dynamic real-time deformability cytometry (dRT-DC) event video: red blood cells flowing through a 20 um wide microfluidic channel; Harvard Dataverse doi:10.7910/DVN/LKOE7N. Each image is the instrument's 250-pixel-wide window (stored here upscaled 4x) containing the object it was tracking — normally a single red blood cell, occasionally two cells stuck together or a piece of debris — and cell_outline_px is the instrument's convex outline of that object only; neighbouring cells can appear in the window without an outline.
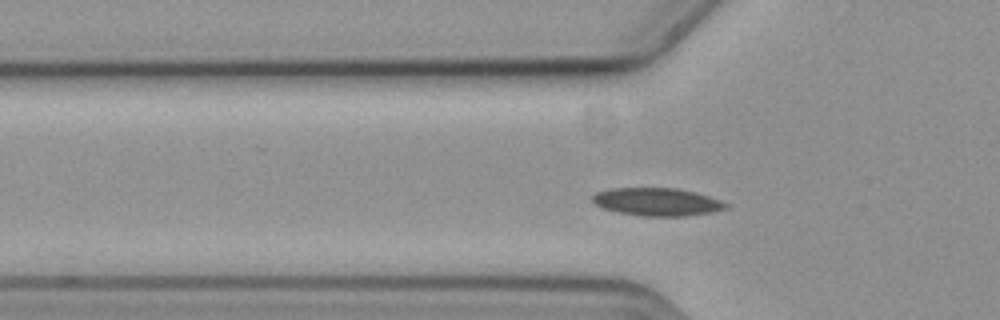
{"species": "common noctule bat (a hibernating species)", "species_latin": "Nyctalus noctula", "temperature_condition": "cold", "stored_images_in_passage": 45, "camera_frame_rate_fps": 3000, "um_per_image_px": 0.085, "animal": {"sex": "female", "body_mass_g": 19.3, "forearm_length_mm": 54.1}, "frame": {"image": 1, "passage_image": 5, "time_ms": 1.333, "image_size_px": [1000, 320], "cell_outline_px": [[728, 208], [712, 212], [688, 216], [640, 216], [616, 212], [604, 208], [596, 204], [592, 200], [592, 196], [596, 192], [608, 188], [676, 188], [696, 192], [720, 200], [728, 204]], "centroid_in_image_um": [55.85, 17.16], "position_along_channel_um": 70.0, "area_um2": 21.79}}
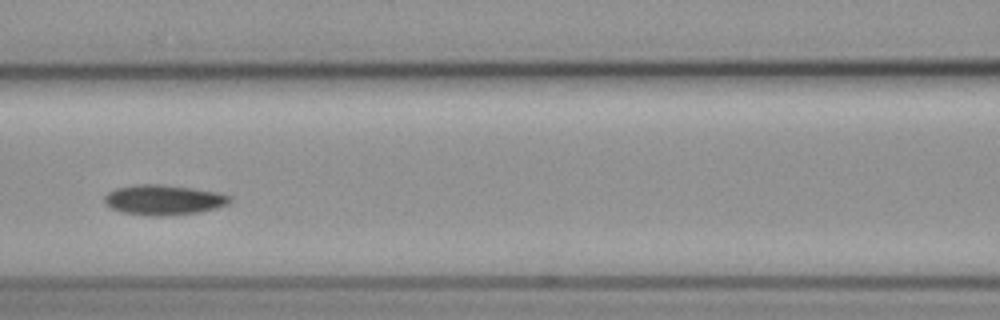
{"frame": {"image": 2, "passage_image": 12, "time_ms": 3.667, "image_size_px": [1000, 320], "cell_outline_px": [[232, 200], [228, 204], [216, 208], [200, 212], [164, 216], [148, 216], [120, 212], [104, 204], [104, 196], [108, 192], [116, 188], [140, 184], [160, 184], [192, 188], [220, 192], [232, 196]], "centroid_in_image_um": [13.92, 16.99], "position_along_channel_um": 152.7, "area_um2": 22.25}}
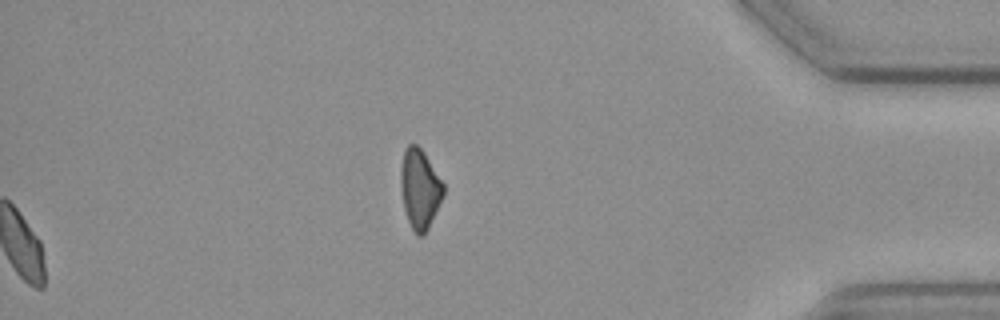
{"frame": {"image": 3, "passage_image": 45, "time_ms": 14.667, "image_size_px": [1000, 320], "cell_outline_px": [[444, 196], [424, 236], [416, 236], [408, 220], [404, 208], [400, 188], [400, 168], [404, 148], [408, 144], [416, 144], [424, 152], [444, 184]], "centroid_in_image_um": [35.67, 16.04], "position_along_channel_um": 399.5, "area_um2": 20.0}}